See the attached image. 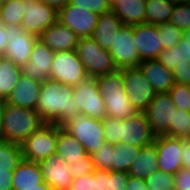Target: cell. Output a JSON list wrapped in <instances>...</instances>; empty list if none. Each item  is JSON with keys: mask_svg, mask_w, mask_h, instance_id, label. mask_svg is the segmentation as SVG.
I'll use <instances>...</instances> for the list:
<instances>
[{"mask_svg": "<svg viewBox=\"0 0 190 190\" xmlns=\"http://www.w3.org/2000/svg\"><path fill=\"white\" fill-rule=\"evenodd\" d=\"M73 87L54 80H46L41 85L36 110L49 124L62 126L79 113L72 96Z\"/></svg>", "mask_w": 190, "mask_h": 190, "instance_id": "6da1fadb", "label": "cell"}, {"mask_svg": "<svg viewBox=\"0 0 190 190\" xmlns=\"http://www.w3.org/2000/svg\"><path fill=\"white\" fill-rule=\"evenodd\" d=\"M95 80L105 102L107 116L124 120L138 113L125 92L121 70L95 77Z\"/></svg>", "mask_w": 190, "mask_h": 190, "instance_id": "7a4b0ae2", "label": "cell"}, {"mask_svg": "<svg viewBox=\"0 0 190 190\" xmlns=\"http://www.w3.org/2000/svg\"><path fill=\"white\" fill-rule=\"evenodd\" d=\"M45 124L37 110L5 103L3 141L21 144Z\"/></svg>", "mask_w": 190, "mask_h": 190, "instance_id": "3957f363", "label": "cell"}, {"mask_svg": "<svg viewBox=\"0 0 190 190\" xmlns=\"http://www.w3.org/2000/svg\"><path fill=\"white\" fill-rule=\"evenodd\" d=\"M75 50L89 77L118 71L110 52L101 48L93 37L79 38Z\"/></svg>", "mask_w": 190, "mask_h": 190, "instance_id": "277c9868", "label": "cell"}, {"mask_svg": "<svg viewBox=\"0 0 190 190\" xmlns=\"http://www.w3.org/2000/svg\"><path fill=\"white\" fill-rule=\"evenodd\" d=\"M62 128L75 137L89 155L106 143L102 120L90 118L85 114L78 113L71 117Z\"/></svg>", "mask_w": 190, "mask_h": 190, "instance_id": "5b68a950", "label": "cell"}, {"mask_svg": "<svg viewBox=\"0 0 190 190\" xmlns=\"http://www.w3.org/2000/svg\"><path fill=\"white\" fill-rule=\"evenodd\" d=\"M58 125L46 123L21 144L22 157L39 163L56 153Z\"/></svg>", "mask_w": 190, "mask_h": 190, "instance_id": "8992f818", "label": "cell"}, {"mask_svg": "<svg viewBox=\"0 0 190 190\" xmlns=\"http://www.w3.org/2000/svg\"><path fill=\"white\" fill-rule=\"evenodd\" d=\"M88 78L89 76L76 50L55 53L49 72V80L74 87Z\"/></svg>", "mask_w": 190, "mask_h": 190, "instance_id": "52a82bcc", "label": "cell"}, {"mask_svg": "<svg viewBox=\"0 0 190 190\" xmlns=\"http://www.w3.org/2000/svg\"><path fill=\"white\" fill-rule=\"evenodd\" d=\"M174 112H177V108L174 106L169 92L157 93L144 111L156 136L168 135L172 137Z\"/></svg>", "mask_w": 190, "mask_h": 190, "instance_id": "ba28073f", "label": "cell"}, {"mask_svg": "<svg viewBox=\"0 0 190 190\" xmlns=\"http://www.w3.org/2000/svg\"><path fill=\"white\" fill-rule=\"evenodd\" d=\"M124 89L129 101L138 112H144L157 92L151 86L140 67L121 69Z\"/></svg>", "mask_w": 190, "mask_h": 190, "instance_id": "9c48e42d", "label": "cell"}, {"mask_svg": "<svg viewBox=\"0 0 190 190\" xmlns=\"http://www.w3.org/2000/svg\"><path fill=\"white\" fill-rule=\"evenodd\" d=\"M79 113L103 120L107 116L105 102L99 93L95 78L89 77L73 87L72 94Z\"/></svg>", "mask_w": 190, "mask_h": 190, "instance_id": "30bf717a", "label": "cell"}, {"mask_svg": "<svg viewBox=\"0 0 190 190\" xmlns=\"http://www.w3.org/2000/svg\"><path fill=\"white\" fill-rule=\"evenodd\" d=\"M24 17L21 27L29 33L40 36L44 30L58 20V11L42 0H23Z\"/></svg>", "mask_w": 190, "mask_h": 190, "instance_id": "8fae6325", "label": "cell"}, {"mask_svg": "<svg viewBox=\"0 0 190 190\" xmlns=\"http://www.w3.org/2000/svg\"><path fill=\"white\" fill-rule=\"evenodd\" d=\"M7 34V47L3 54L16 65H23L30 60L32 48L38 36L26 32L21 26L4 25Z\"/></svg>", "mask_w": 190, "mask_h": 190, "instance_id": "7c38bea8", "label": "cell"}, {"mask_svg": "<svg viewBox=\"0 0 190 190\" xmlns=\"http://www.w3.org/2000/svg\"><path fill=\"white\" fill-rule=\"evenodd\" d=\"M134 40V26L123 25L109 50L118 70L139 67L141 60Z\"/></svg>", "mask_w": 190, "mask_h": 190, "instance_id": "4fadbf2b", "label": "cell"}, {"mask_svg": "<svg viewBox=\"0 0 190 190\" xmlns=\"http://www.w3.org/2000/svg\"><path fill=\"white\" fill-rule=\"evenodd\" d=\"M99 15L68 3L58 11V20L76 33L79 38L92 37Z\"/></svg>", "mask_w": 190, "mask_h": 190, "instance_id": "5bb4252c", "label": "cell"}, {"mask_svg": "<svg viewBox=\"0 0 190 190\" xmlns=\"http://www.w3.org/2000/svg\"><path fill=\"white\" fill-rule=\"evenodd\" d=\"M155 138L144 112L121 120L120 143L144 147L153 143Z\"/></svg>", "mask_w": 190, "mask_h": 190, "instance_id": "9a60e30c", "label": "cell"}, {"mask_svg": "<svg viewBox=\"0 0 190 190\" xmlns=\"http://www.w3.org/2000/svg\"><path fill=\"white\" fill-rule=\"evenodd\" d=\"M154 143L158 153V169L175 175L182 168L183 138L159 135Z\"/></svg>", "mask_w": 190, "mask_h": 190, "instance_id": "2e32d148", "label": "cell"}, {"mask_svg": "<svg viewBox=\"0 0 190 190\" xmlns=\"http://www.w3.org/2000/svg\"><path fill=\"white\" fill-rule=\"evenodd\" d=\"M55 53L40 39L33 45L30 60L21 65V73L41 83L49 80V72Z\"/></svg>", "mask_w": 190, "mask_h": 190, "instance_id": "e0dca14e", "label": "cell"}, {"mask_svg": "<svg viewBox=\"0 0 190 190\" xmlns=\"http://www.w3.org/2000/svg\"><path fill=\"white\" fill-rule=\"evenodd\" d=\"M134 39L141 62L157 59L164 50L158 26L147 23L134 26Z\"/></svg>", "mask_w": 190, "mask_h": 190, "instance_id": "ac0fdd59", "label": "cell"}, {"mask_svg": "<svg viewBox=\"0 0 190 190\" xmlns=\"http://www.w3.org/2000/svg\"><path fill=\"white\" fill-rule=\"evenodd\" d=\"M46 182L53 190H68L71 183L70 164L56 153L38 163Z\"/></svg>", "mask_w": 190, "mask_h": 190, "instance_id": "d6986e66", "label": "cell"}, {"mask_svg": "<svg viewBox=\"0 0 190 190\" xmlns=\"http://www.w3.org/2000/svg\"><path fill=\"white\" fill-rule=\"evenodd\" d=\"M38 39L56 53L60 51L75 50L79 37L69 27L57 20L44 30Z\"/></svg>", "mask_w": 190, "mask_h": 190, "instance_id": "ffe728a7", "label": "cell"}, {"mask_svg": "<svg viewBox=\"0 0 190 190\" xmlns=\"http://www.w3.org/2000/svg\"><path fill=\"white\" fill-rule=\"evenodd\" d=\"M42 83L22 75L5 103L36 110Z\"/></svg>", "mask_w": 190, "mask_h": 190, "instance_id": "44dd1931", "label": "cell"}, {"mask_svg": "<svg viewBox=\"0 0 190 190\" xmlns=\"http://www.w3.org/2000/svg\"><path fill=\"white\" fill-rule=\"evenodd\" d=\"M123 25L122 21L112 10L102 13L98 17L92 37L101 48L109 51Z\"/></svg>", "mask_w": 190, "mask_h": 190, "instance_id": "7402d4cb", "label": "cell"}, {"mask_svg": "<svg viewBox=\"0 0 190 190\" xmlns=\"http://www.w3.org/2000/svg\"><path fill=\"white\" fill-rule=\"evenodd\" d=\"M139 67L157 93L169 92L176 83L172 70L166 69L157 59L142 61Z\"/></svg>", "mask_w": 190, "mask_h": 190, "instance_id": "603a6c76", "label": "cell"}, {"mask_svg": "<svg viewBox=\"0 0 190 190\" xmlns=\"http://www.w3.org/2000/svg\"><path fill=\"white\" fill-rule=\"evenodd\" d=\"M13 190H28L44 182L38 163L22 159L13 171Z\"/></svg>", "mask_w": 190, "mask_h": 190, "instance_id": "cb8c5ba5", "label": "cell"}, {"mask_svg": "<svg viewBox=\"0 0 190 190\" xmlns=\"http://www.w3.org/2000/svg\"><path fill=\"white\" fill-rule=\"evenodd\" d=\"M111 10L124 25L136 26L145 23L146 0H117Z\"/></svg>", "mask_w": 190, "mask_h": 190, "instance_id": "d4e9b609", "label": "cell"}, {"mask_svg": "<svg viewBox=\"0 0 190 190\" xmlns=\"http://www.w3.org/2000/svg\"><path fill=\"white\" fill-rule=\"evenodd\" d=\"M157 157L158 153L154 142L142 147L139 155L130 166L129 175L145 180L159 170Z\"/></svg>", "mask_w": 190, "mask_h": 190, "instance_id": "484cf974", "label": "cell"}, {"mask_svg": "<svg viewBox=\"0 0 190 190\" xmlns=\"http://www.w3.org/2000/svg\"><path fill=\"white\" fill-rule=\"evenodd\" d=\"M56 154L70 164L71 162L78 161L80 157L85 156L87 153L75 137L65 131L62 126L58 125Z\"/></svg>", "mask_w": 190, "mask_h": 190, "instance_id": "4316f807", "label": "cell"}, {"mask_svg": "<svg viewBox=\"0 0 190 190\" xmlns=\"http://www.w3.org/2000/svg\"><path fill=\"white\" fill-rule=\"evenodd\" d=\"M22 76L21 68L12 60L0 56V100H6Z\"/></svg>", "mask_w": 190, "mask_h": 190, "instance_id": "83f0119b", "label": "cell"}, {"mask_svg": "<svg viewBox=\"0 0 190 190\" xmlns=\"http://www.w3.org/2000/svg\"><path fill=\"white\" fill-rule=\"evenodd\" d=\"M175 0H146L145 23L158 26L170 22Z\"/></svg>", "mask_w": 190, "mask_h": 190, "instance_id": "f1b7e54d", "label": "cell"}, {"mask_svg": "<svg viewBox=\"0 0 190 190\" xmlns=\"http://www.w3.org/2000/svg\"><path fill=\"white\" fill-rule=\"evenodd\" d=\"M142 147L119 143L114 147L112 170L128 172Z\"/></svg>", "mask_w": 190, "mask_h": 190, "instance_id": "f546056e", "label": "cell"}, {"mask_svg": "<svg viewBox=\"0 0 190 190\" xmlns=\"http://www.w3.org/2000/svg\"><path fill=\"white\" fill-rule=\"evenodd\" d=\"M24 15L23 0H8L0 5V22L3 25L21 26Z\"/></svg>", "mask_w": 190, "mask_h": 190, "instance_id": "4dcf8cb0", "label": "cell"}, {"mask_svg": "<svg viewBox=\"0 0 190 190\" xmlns=\"http://www.w3.org/2000/svg\"><path fill=\"white\" fill-rule=\"evenodd\" d=\"M22 159L20 144L0 141V168L13 172Z\"/></svg>", "mask_w": 190, "mask_h": 190, "instance_id": "1f68e13d", "label": "cell"}, {"mask_svg": "<svg viewBox=\"0 0 190 190\" xmlns=\"http://www.w3.org/2000/svg\"><path fill=\"white\" fill-rule=\"evenodd\" d=\"M157 60L166 68L173 70L175 67L189 65L188 59L184 54V39L169 49H164Z\"/></svg>", "mask_w": 190, "mask_h": 190, "instance_id": "d6a6232c", "label": "cell"}, {"mask_svg": "<svg viewBox=\"0 0 190 190\" xmlns=\"http://www.w3.org/2000/svg\"><path fill=\"white\" fill-rule=\"evenodd\" d=\"M114 147L115 144L105 143L100 149L90 154L95 170H112Z\"/></svg>", "mask_w": 190, "mask_h": 190, "instance_id": "836d02e7", "label": "cell"}, {"mask_svg": "<svg viewBox=\"0 0 190 190\" xmlns=\"http://www.w3.org/2000/svg\"><path fill=\"white\" fill-rule=\"evenodd\" d=\"M149 190H174V174L156 171L145 179Z\"/></svg>", "mask_w": 190, "mask_h": 190, "instance_id": "e575fe53", "label": "cell"}, {"mask_svg": "<svg viewBox=\"0 0 190 190\" xmlns=\"http://www.w3.org/2000/svg\"><path fill=\"white\" fill-rule=\"evenodd\" d=\"M170 22L180 30L190 28V3L186 0L176 1Z\"/></svg>", "mask_w": 190, "mask_h": 190, "instance_id": "d590c367", "label": "cell"}, {"mask_svg": "<svg viewBox=\"0 0 190 190\" xmlns=\"http://www.w3.org/2000/svg\"><path fill=\"white\" fill-rule=\"evenodd\" d=\"M169 93L177 109L190 112V85L175 83Z\"/></svg>", "mask_w": 190, "mask_h": 190, "instance_id": "8d00e7d4", "label": "cell"}, {"mask_svg": "<svg viewBox=\"0 0 190 190\" xmlns=\"http://www.w3.org/2000/svg\"><path fill=\"white\" fill-rule=\"evenodd\" d=\"M163 39L164 49L172 48L183 38V30H180L174 23L166 22L158 25Z\"/></svg>", "mask_w": 190, "mask_h": 190, "instance_id": "74e56055", "label": "cell"}, {"mask_svg": "<svg viewBox=\"0 0 190 190\" xmlns=\"http://www.w3.org/2000/svg\"><path fill=\"white\" fill-rule=\"evenodd\" d=\"M173 137H190V112L177 109L173 118Z\"/></svg>", "mask_w": 190, "mask_h": 190, "instance_id": "f35d334b", "label": "cell"}, {"mask_svg": "<svg viewBox=\"0 0 190 190\" xmlns=\"http://www.w3.org/2000/svg\"><path fill=\"white\" fill-rule=\"evenodd\" d=\"M104 137L106 143L119 144L120 143V131L121 120L106 116L103 120Z\"/></svg>", "mask_w": 190, "mask_h": 190, "instance_id": "ab89813d", "label": "cell"}, {"mask_svg": "<svg viewBox=\"0 0 190 190\" xmlns=\"http://www.w3.org/2000/svg\"><path fill=\"white\" fill-rule=\"evenodd\" d=\"M70 169L72 179L92 173L95 170L92 164V158L89 154L80 157V159L76 162H71Z\"/></svg>", "mask_w": 190, "mask_h": 190, "instance_id": "60d3db41", "label": "cell"}, {"mask_svg": "<svg viewBox=\"0 0 190 190\" xmlns=\"http://www.w3.org/2000/svg\"><path fill=\"white\" fill-rule=\"evenodd\" d=\"M129 173L123 171H109V178H106V190H126Z\"/></svg>", "mask_w": 190, "mask_h": 190, "instance_id": "b9f144b4", "label": "cell"}, {"mask_svg": "<svg viewBox=\"0 0 190 190\" xmlns=\"http://www.w3.org/2000/svg\"><path fill=\"white\" fill-rule=\"evenodd\" d=\"M70 4L86 8L98 15L111 10L107 0H70Z\"/></svg>", "mask_w": 190, "mask_h": 190, "instance_id": "7bdbcfd3", "label": "cell"}, {"mask_svg": "<svg viewBox=\"0 0 190 190\" xmlns=\"http://www.w3.org/2000/svg\"><path fill=\"white\" fill-rule=\"evenodd\" d=\"M68 190H96L94 172L74 178Z\"/></svg>", "mask_w": 190, "mask_h": 190, "instance_id": "ee69618b", "label": "cell"}, {"mask_svg": "<svg viewBox=\"0 0 190 190\" xmlns=\"http://www.w3.org/2000/svg\"><path fill=\"white\" fill-rule=\"evenodd\" d=\"M174 177V190H190V170L181 168Z\"/></svg>", "mask_w": 190, "mask_h": 190, "instance_id": "f6af8a7d", "label": "cell"}, {"mask_svg": "<svg viewBox=\"0 0 190 190\" xmlns=\"http://www.w3.org/2000/svg\"><path fill=\"white\" fill-rule=\"evenodd\" d=\"M172 73L176 83L190 85V62L189 65L175 67Z\"/></svg>", "mask_w": 190, "mask_h": 190, "instance_id": "bcb514c9", "label": "cell"}, {"mask_svg": "<svg viewBox=\"0 0 190 190\" xmlns=\"http://www.w3.org/2000/svg\"><path fill=\"white\" fill-rule=\"evenodd\" d=\"M13 172L0 168V190H13Z\"/></svg>", "mask_w": 190, "mask_h": 190, "instance_id": "7dc6e473", "label": "cell"}, {"mask_svg": "<svg viewBox=\"0 0 190 190\" xmlns=\"http://www.w3.org/2000/svg\"><path fill=\"white\" fill-rule=\"evenodd\" d=\"M96 190H106V178H109V170H94Z\"/></svg>", "mask_w": 190, "mask_h": 190, "instance_id": "c3c4849f", "label": "cell"}, {"mask_svg": "<svg viewBox=\"0 0 190 190\" xmlns=\"http://www.w3.org/2000/svg\"><path fill=\"white\" fill-rule=\"evenodd\" d=\"M182 168L190 170V137L183 138Z\"/></svg>", "mask_w": 190, "mask_h": 190, "instance_id": "681fc988", "label": "cell"}, {"mask_svg": "<svg viewBox=\"0 0 190 190\" xmlns=\"http://www.w3.org/2000/svg\"><path fill=\"white\" fill-rule=\"evenodd\" d=\"M126 190H149L144 179L129 176Z\"/></svg>", "mask_w": 190, "mask_h": 190, "instance_id": "f907efd6", "label": "cell"}, {"mask_svg": "<svg viewBox=\"0 0 190 190\" xmlns=\"http://www.w3.org/2000/svg\"><path fill=\"white\" fill-rule=\"evenodd\" d=\"M7 34L4 29V25L0 22V56H3L7 47Z\"/></svg>", "mask_w": 190, "mask_h": 190, "instance_id": "816d5d0a", "label": "cell"}, {"mask_svg": "<svg viewBox=\"0 0 190 190\" xmlns=\"http://www.w3.org/2000/svg\"><path fill=\"white\" fill-rule=\"evenodd\" d=\"M183 39H184V54L190 62V28L183 30Z\"/></svg>", "mask_w": 190, "mask_h": 190, "instance_id": "f5cc1de1", "label": "cell"}, {"mask_svg": "<svg viewBox=\"0 0 190 190\" xmlns=\"http://www.w3.org/2000/svg\"><path fill=\"white\" fill-rule=\"evenodd\" d=\"M42 1L47 5L54 7L57 11L64 8L68 3H70V0H42Z\"/></svg>", "mask_w": 190, "mask_h": 190, "instance_id": "db71d44e", "label": "cell"}, {"mask_svg": "<svg viewBox=\"0 0 190 190\" xmlns=\"http://www.w3.org/2000/svg\"><path fill=\"white\" fill-rule=\"evenodd\" d=\"M5 109V101L0 100V141H3V116Z\"/></svg>", "mask_w": 190, "mask_h": 190, "instance_id": "11a10c76", "label": "cell"}, {"mask_svg": "<svg viewBox=\"0 0 190 190\" xmlns=\"http://www.w3.org/2000/svg\"><path fill=\"white\" fill-rule=\"evenodd\" d=\"M28 190H53V189L46 182H43L42 184L37 185V187Z\"/></svg>", "mask_w": 190, "mask_h": 190, "instance_id": "9f6ffc18", "label": "cell"}, {"mask_svg": "<svg viewBox=\"0 0 190 190\" xmlns=\"http://www.w3.org/2000/svg\"><path fill=\"white\" fill-rule=\"evenodd\" d=\"M107 1L109 5L112 7L116 3L117 0H107Z\"/></svg>", "mask_w": 190, "mask_h": 190, "instance_id": "6f0895ef", "label": "cell"}, {"mask_svg": "<svg viewBox=\"0 0 190 190\" xmlns=\"http://www.w3.org/2000/svg\"><path fill=\"white\" fill-rule=\"evenodd\" d=\"M6 1H8V0H0V3L6 2Z\"/></svg>", "mask_w": 190, "mask_h": 190, "instance_id": "680465c9", "label": "cell"}]
</instances>
